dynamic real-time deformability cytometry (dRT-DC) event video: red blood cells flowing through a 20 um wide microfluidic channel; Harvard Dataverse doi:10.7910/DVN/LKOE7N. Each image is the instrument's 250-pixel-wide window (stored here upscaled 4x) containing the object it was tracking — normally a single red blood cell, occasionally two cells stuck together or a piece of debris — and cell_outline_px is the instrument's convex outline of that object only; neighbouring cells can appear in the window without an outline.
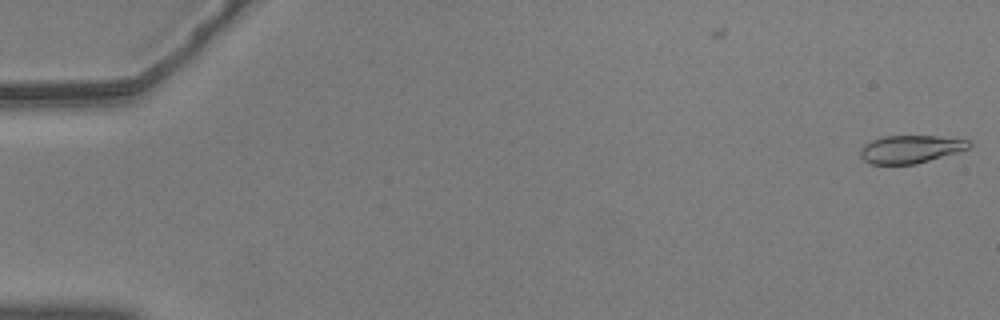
{"species": "common noctule bat (a hibernating species)", "species_latin": "Nyctalus noctula", "temperature_condition": "warm", "stored_images_in_passage": 3, "camera_frame_rate_fps": 3000, "um_per_image_px": 0.085, "animal": {"sex": "male", "body_mass_g": 20.5, "forearm_length_mm": 52.5}, "frame": {"image": 1, "passage_image": 3, "time_ms": 0.667, "image_size_px": [1000, 320], "cell_outline_px": [[972, 144], [968, 148], [956, 152], [916, 164], [872, 164], [864, 160], [860, 156], [860, 148], [864, 144], [872, 140], [884, 136], [936, 136], [968, 140]], "centroid_in_image_um": [77.35, 12.67], "position_along_channel_um": 7.6, "area_um2": 17.46}}